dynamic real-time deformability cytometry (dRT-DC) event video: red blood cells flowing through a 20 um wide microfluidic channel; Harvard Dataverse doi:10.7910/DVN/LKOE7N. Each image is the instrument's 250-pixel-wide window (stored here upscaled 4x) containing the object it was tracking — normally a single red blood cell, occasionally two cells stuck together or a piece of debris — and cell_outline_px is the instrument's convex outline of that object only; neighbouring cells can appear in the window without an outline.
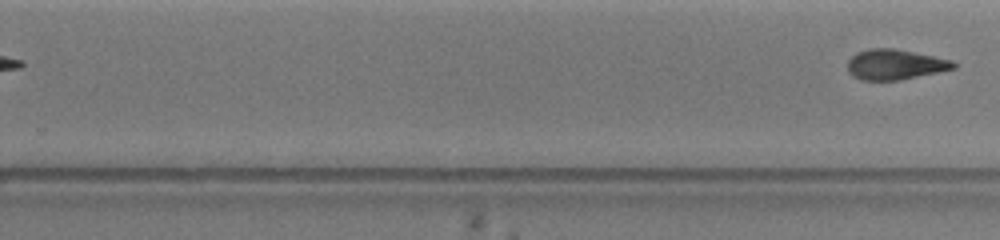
{"species": "common noctule bat (a hibernating species)", "species_latin": "Nyctalus noctula", "temperature_condition": "warm", "stored_images_in_passage": 22, "segment_of_instrument_passage": [2, 2], "camera_frame_rate_fps": 3000, "um_per_image_px": 0.085, "animal": {"sex": "female", "body_mass_g": 19.5, "forearm_length_mm": 54.1}, "frame": {"image": 1, "passage_image": 22, "time_ms": 11.333, "image_size_px": [1000, 240], "cell_outline_px": [[956, 68], [900, 80], [860, 80], [848, 72], [848, 60], [856, 52], [868, 48], [892, 48], [952, 60], [956, 64]], "centroid_in_image_um": [76.04, 5.48], "position_along_channel_um": 253.8, "area_um2": 18.55}}